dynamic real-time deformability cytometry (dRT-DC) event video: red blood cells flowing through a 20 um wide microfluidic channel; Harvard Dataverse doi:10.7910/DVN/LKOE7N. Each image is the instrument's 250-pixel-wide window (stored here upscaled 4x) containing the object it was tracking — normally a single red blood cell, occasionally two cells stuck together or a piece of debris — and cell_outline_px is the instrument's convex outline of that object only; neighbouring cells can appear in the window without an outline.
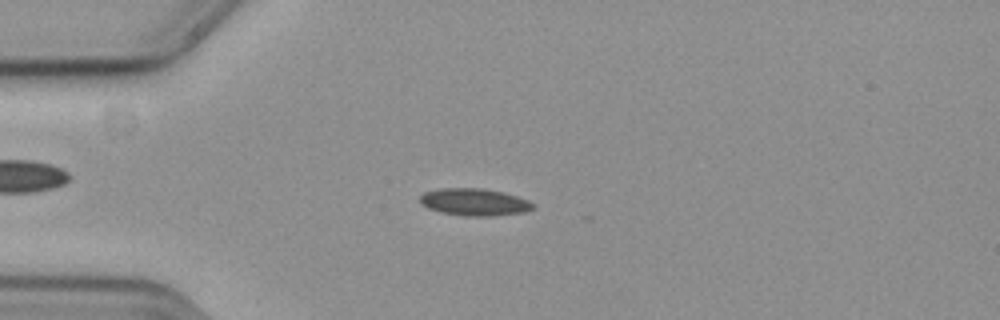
{"species": "common noctule bat (a hibernating species)", "species_latin": "Nyctalus noctula", "temperature_condition": "cold", "stored_images_in_passage": 22, "camera_frame_rate_fps": 3000, "um_per_image_px": 0.085, "animal": {"sex": "female", "body_mass_g": 19.3, "forearm_length_mm": 54.1}, "frame": {"image": 1, "passage_image": 15, "time_ms": 4.667, "image_size_px": [1000, 320], "cell_outline_px": [[536, 208], [524, 212], [496, 216], [464, 216], [440, 212], [428, 208], [420, 204], [420, 196], [424, 192], [444, 188], [480, 188], [504, 192], [528, 200], [536, 204]], "centroid_in_image_um": [40.35, 17.18], "position_along_channel_um": 44.6, "area_um2": 18.09}}
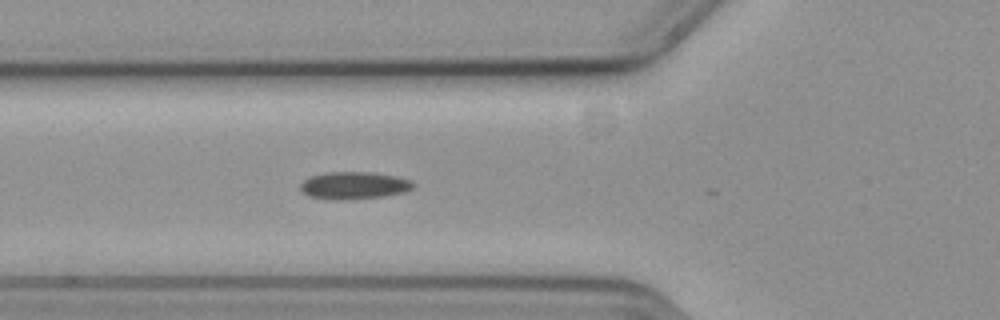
{"frame": {"image": 2, "passage_image": 21, "time_ms": 6.667, "image_size_px": [1000, 320], "cell_outline_px": [[416, 184], [412, 188], [404, 192], [384, 196], [340, 200], [308, 196], [300, 188], [300, 184], [304, 180], [312, 176], [324, 172], [372, 172], [396, 176], [412, 180]], "centroid_in_image_um": [30.12, 15.75], "position_along_channel_um": 95.7, "area_um2": 17.92}}